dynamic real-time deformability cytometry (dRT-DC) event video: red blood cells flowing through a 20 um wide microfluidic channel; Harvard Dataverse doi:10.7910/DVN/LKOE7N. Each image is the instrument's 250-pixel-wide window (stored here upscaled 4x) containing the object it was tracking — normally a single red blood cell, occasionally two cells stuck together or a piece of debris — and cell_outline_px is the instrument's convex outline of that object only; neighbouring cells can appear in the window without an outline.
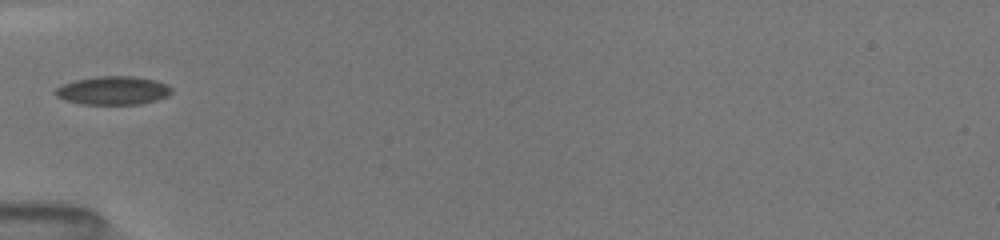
{"species": "common noctule bat (a hibernating species)", "species_latin": "Nyctalus noctula", "temperature_condition": "room temperature", "stored_images_in_passage": 2, "camera_frame_rate_fps": 3000, "um_per_image_px": 0.085, "animal": {"sex": "female", "body_mass_g": 19.5, "forearm_length_mm": 54.1}, "frame": {"image": 1, "passage_image": 1, "time_ms": 0.0, "image_size_px": [1000, 240], "cell_outline_px": [[172, 92], [168, 96], [156, 100], [140, 104], [80, 104], [64, 100], [56, 96], [52, 92], [56, 88], [64, 84], [76, 80], [96, 76], [132, 76], [152, 80], [168, 84], [172, 88]], "centroid_in_image_um": [9.59, 7.7], "position_along_channel_um": 75.4, "area_um2": 19.31}}